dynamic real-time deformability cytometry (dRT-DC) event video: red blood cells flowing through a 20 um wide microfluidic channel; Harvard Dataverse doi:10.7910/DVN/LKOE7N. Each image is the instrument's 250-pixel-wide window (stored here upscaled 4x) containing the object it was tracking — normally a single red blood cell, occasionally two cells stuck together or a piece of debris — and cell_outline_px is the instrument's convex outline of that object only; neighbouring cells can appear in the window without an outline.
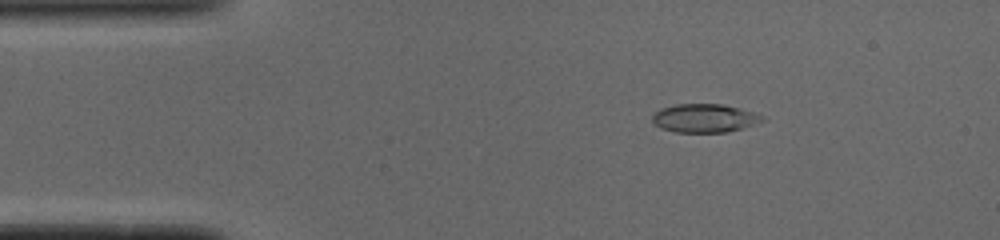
{"species": "common noctule bat (a hibernating species)", "species_latin": "Nyctalus noctula", "temperature_condition": "cold", "stored_images_in_passage": 51, "camera_frame_rate_fps": 3000, "um_per_image_px": 0.085, "animal": {"sex": "male", "body_mass_g": 19.0, "forearm_length_mm": 50.8}, "frame": {"image": 1, "passage_image": 8, "time_ms": 2.333, "image_size_px": [1000, 240], "cell_outline_px": [[764, 120], [744, 128], [728, 132], [676, 132], [660, 128], [652, 120], [652, 116], [660, 108], [676, 104], [724, 104], [740, 108], [764, 116]], "centroid_in_image_um": [59.88, 10.04], "position_along_channel_um": 25.1, "area_um2": 18.26}}
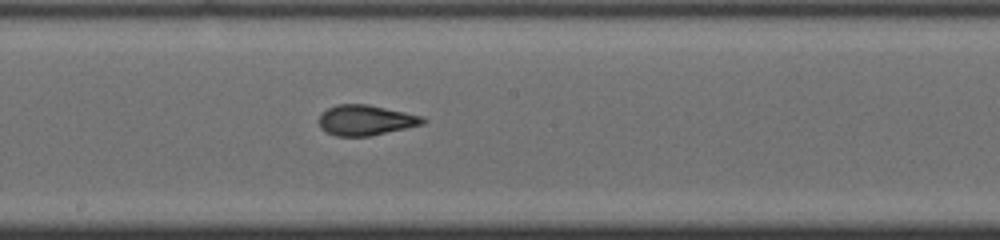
{"frame": {"image": 2, "passage_image": 27, "time_ms": 8.667, "image_size_px": [1000, 240], "cell_outline_px": [[428, 120], [424, 124], [368, 136], [336, 136], [320, 128], [320, 116], [328, 108], [336, 104], [368, 104], [424, 116]], "centroid_in_image_um": [31.12, 10.2], "position_along_channel_um": 217.1, "area_um2": 18.26}}
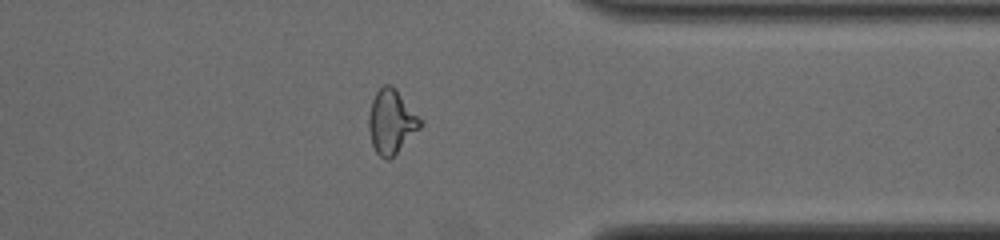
{"frame": {"image": 3, "passage_image": 40, "time_ms": 13.0, "image_size_px": [1000, 240], "cell_outline_px": [[424, 124], [388, 160], [384, 160], [376, 152], [372, 144], [368, 128], [368, 120], [372, 100], [376, 92], [384, 84], [388, 84], [396, 88], [424, 120]], "centroid_in_image_um": [33.29, 10.32], "position_along_channel_um": 378.1, "area_um2": 19.31}, "authors_computed_cell_mechanics": {"area_um2": 18.496, "velocity_mm_per_s": 3.9209, "shape_relaxation_time_tau1_ms": 4.5007, "shape_relaxation_time_tau2_ms": 1.574, "deformation_change_tau1": 0.1928, "deformation_change_tau2": 0.0959}}